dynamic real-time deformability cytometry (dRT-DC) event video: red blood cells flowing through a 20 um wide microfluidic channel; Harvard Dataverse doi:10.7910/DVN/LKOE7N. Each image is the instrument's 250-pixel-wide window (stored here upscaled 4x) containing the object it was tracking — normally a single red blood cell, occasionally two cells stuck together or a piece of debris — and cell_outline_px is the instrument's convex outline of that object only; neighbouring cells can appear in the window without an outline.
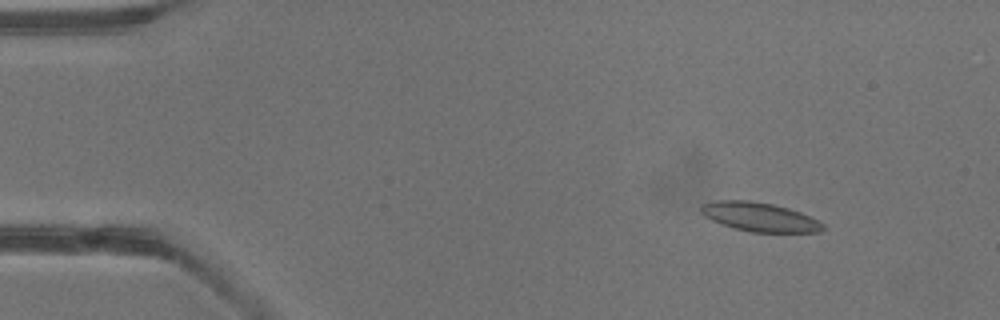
{"species": "common noctule bat (a hibernating species)", "species_latin": "Nyctalus noctula", "temperature_condition": "warm", "stored_images_in_passage": 3, "camera_frame_rate_fps": 3000, "um_per_image_px": 0.085, "animal": {"sex": "male", "body_mass_g": 13.3}, "frame": {"image": 1, "passage_image": 1, "time_ms": 0.0, "image_size_px": [1000, 320], "cell_outline_px": [[824, 228], [820, 232], [752, 232], [736, 228], [712, 220], [704, 216], [700, 212], [700, 208], [704, 204], [716, 200], [748, 200], [772, 204], [788, 208], [800, 212], [824, 224]], "centroid_in_image_um": [64.56, 18.43], "position_along_channel_um": 20.4, "area_um2": 20.29}}
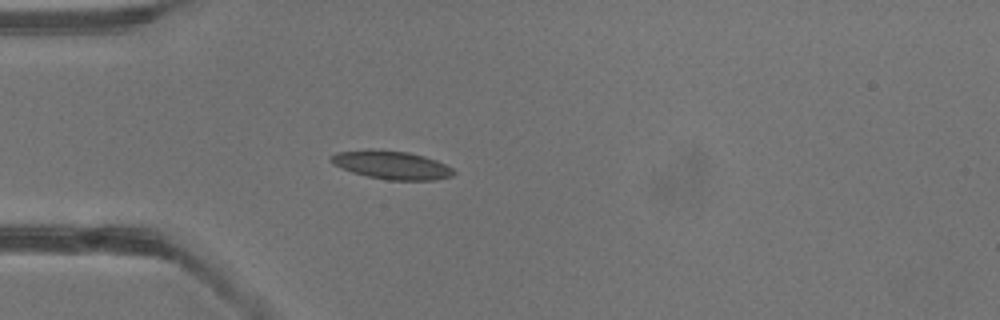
{"frame": {"image": 2, "passage_image": 3, "time_ms": 0.667, "image_size_px": [1000, 320], "cell_outline_px": [[456, 172], [452, 176], [436, 180], [388, 180], [368, 176], [352, 172], [332, 164], [328, 160], [328, 156], [336, 152], [368, 148], [408, 152], [424, 156], [436, 160], [452, 168]], "centroid_in_image_um": [33.23, 14.01], "position_along_channel_um": 51.8, "area_um2": 20.52}}